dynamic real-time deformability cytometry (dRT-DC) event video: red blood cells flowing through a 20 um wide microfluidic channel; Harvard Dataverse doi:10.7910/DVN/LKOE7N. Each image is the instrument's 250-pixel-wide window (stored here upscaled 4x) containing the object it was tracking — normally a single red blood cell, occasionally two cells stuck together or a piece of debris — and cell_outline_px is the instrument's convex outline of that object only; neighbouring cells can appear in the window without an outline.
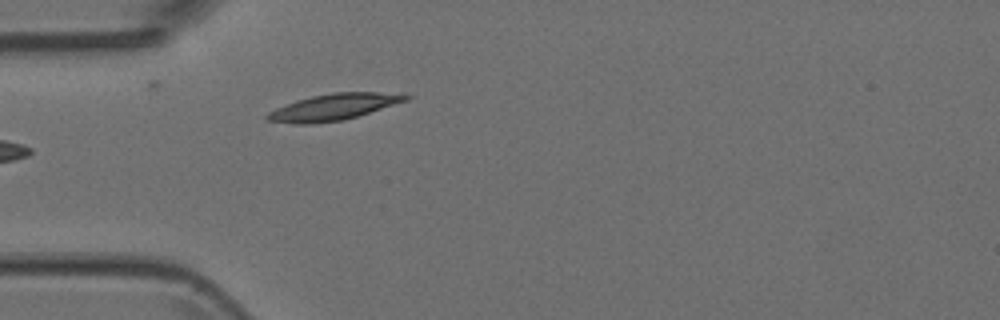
{"species": "Egyptian fruit bat (a non-hibernating species)", "species_latin": "Rousettus aegyptiacus", "temperature_condition": "room temperature", "stored_images_in_passage": 1, "camera_frame_rate_fps": 3000, "um_per_image_px": 0.085, "animal": {"sex": "female"}, "frame": {"image": 1, "passage_image": 1, "time_ms": 0.0, "image_size_px": [1000, 320], "cell_outline_px": [[412, 96], [408, 100], [344, 120], [312, 124], [292, 124], [268, 120], [264, 116], [268, 112], [276, 108], [296, 100], [312, 96], [332, 92], [404, 92]], "centroid_in_image_um": [28.39, 9.08], "position_along_channel_um": 56.6, "area_um2": 21.5}}